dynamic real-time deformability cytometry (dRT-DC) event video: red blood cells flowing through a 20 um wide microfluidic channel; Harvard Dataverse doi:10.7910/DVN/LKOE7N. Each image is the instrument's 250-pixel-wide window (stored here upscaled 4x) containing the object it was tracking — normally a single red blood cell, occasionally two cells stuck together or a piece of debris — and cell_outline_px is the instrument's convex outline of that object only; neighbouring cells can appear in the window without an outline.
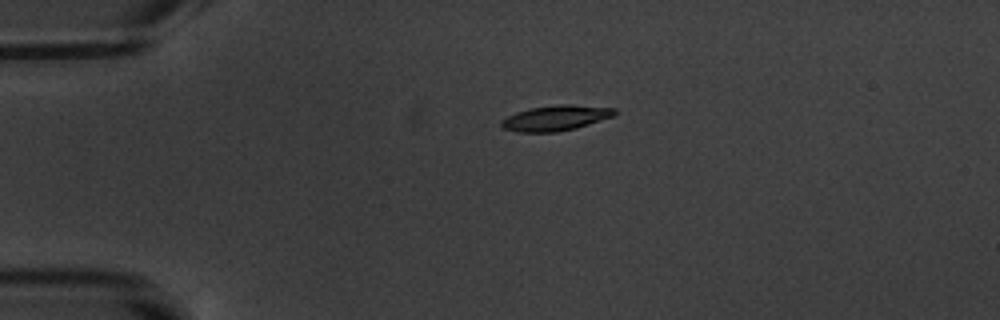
{"species": "common noctule bat (a hibernating species)", "species_latin": "Nyctalus noctula", "temperature_condition": "warm", "stored_images_in_passage": 5, "camera_frame_rate_fps": 3000, "um_per_image_px": 0.085, "animal": {"sex": "male", "body_mass_g": 20.1, "forearm_length_mm": 53.5}, "frame": {"image": 1, "passage_image": 4, "time_ms": 3.667, "image_size_px": [1000, 320], "cell_outline_px": [[616, 112], [612, 116], [576, 128], [556, 132], [516, 132], [500, 128], [500, 120], [516, 112], [532, 108], [560, 104], [568, 104], [616, 108]], "centroid_in_image_um": [47.17, 10.04], "position_along_channel_um": 37.8, "area_um2": 16.65}}